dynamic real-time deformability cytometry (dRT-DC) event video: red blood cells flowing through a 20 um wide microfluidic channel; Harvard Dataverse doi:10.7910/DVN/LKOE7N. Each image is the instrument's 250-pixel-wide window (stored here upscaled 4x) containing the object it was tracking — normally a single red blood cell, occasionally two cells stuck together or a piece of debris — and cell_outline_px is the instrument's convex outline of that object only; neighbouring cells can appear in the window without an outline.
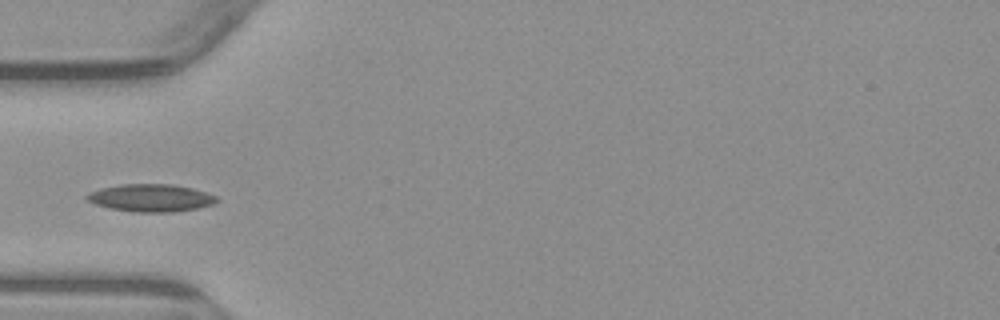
{"species": "common noctule bat (a hibernating species)", "species_latin": "Nyctalus noctula", "temperature_condition": "warm", "stored_images_in_passage": 4, "camera_frame_rate_fps": 3000, "um_per_image_px": 0.085, "animal": {"sex": "male", "body_mass_g": 23.1, "forearm_length_mm": 52.7}, "frame": {"image": 1, "passage_image": 4, "time_ms": 3.667, "image_size_px": [1000, 320], "cell_outline_px": [[220, 200], [212, 204], [196, 208], [172, 212], [136, 212], [112, 208], [96, 204], [88, 200], [84, 196], [88, 192], [100, 188], [120, 184], [172, 184], [192, 188], [216, 196]], "centroid_in_image_um": [12.8, 16.81], "position_along_channel_um": 72.2, "area_um2": 20.69}}